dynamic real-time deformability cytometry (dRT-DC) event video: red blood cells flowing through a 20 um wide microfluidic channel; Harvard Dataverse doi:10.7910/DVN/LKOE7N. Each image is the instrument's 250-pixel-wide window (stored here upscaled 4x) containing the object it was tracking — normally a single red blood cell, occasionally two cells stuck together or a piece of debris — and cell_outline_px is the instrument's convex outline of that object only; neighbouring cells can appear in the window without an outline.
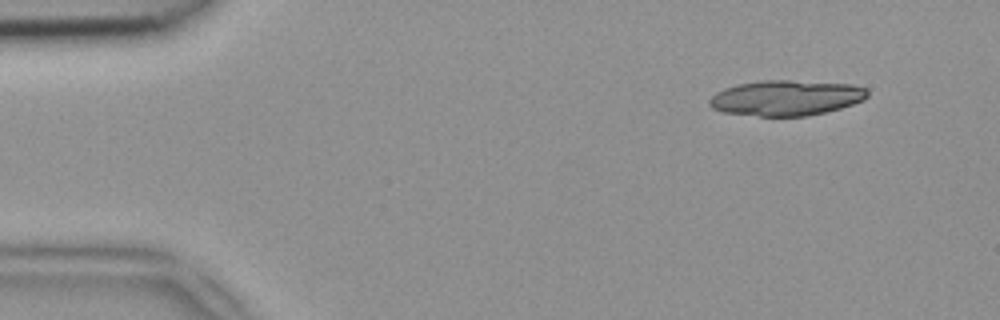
{"species": "common noctule bat (a hibernating species)", "species_latin": "Nyctalus noctula", "temperature_condition": "room temperature", "stored_images_in_passage": 16, "camera_frame_rate_fps": 3000, "um_per_image_px": 0.085, "animal": {"sex": "female", "body_mass_g": 18.4}, "frame": {"image": 1, "passage_image": 5, "time_ms": 1.333, "image_size_px": [1000, 320], "cell_outline_px": [[868, 96], [864, 100], [840, 108], [808, 116], [760, 116], [724, 112], [712, 108], [708, 104], [708, 100], [716, 92], [724, 88], [736, 84], [760, 80], [788, 80], [852, 84], [864, 88], [868, 92]], "centroid_in_image_um": [66.79, 8.31], "position_along_channel_um": 18.2, "area_um2": 32.66}}